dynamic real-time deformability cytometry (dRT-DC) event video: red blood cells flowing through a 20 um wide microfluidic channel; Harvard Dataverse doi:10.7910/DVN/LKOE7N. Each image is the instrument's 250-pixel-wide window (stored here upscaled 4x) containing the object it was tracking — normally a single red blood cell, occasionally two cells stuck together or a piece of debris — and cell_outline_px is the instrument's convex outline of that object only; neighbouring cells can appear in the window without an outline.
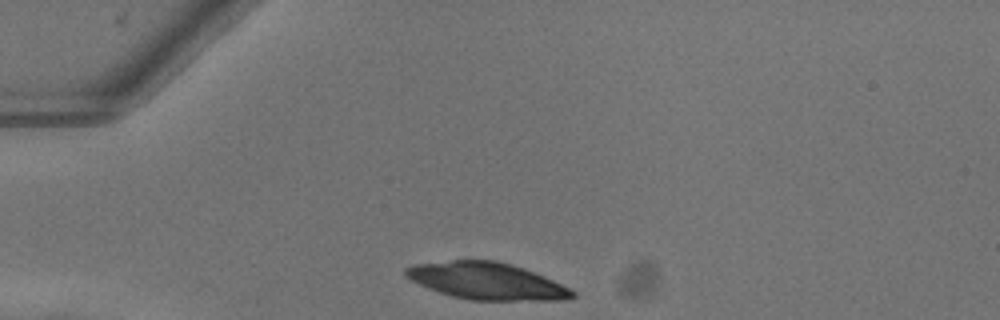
{"species": "common noctule bat (a hibernating species)", "species_latin": "Nyctalus noctula", "temperature_condition": "warm", "stored_images_in_passage": 32, "camera_frame_rate_fps": 3000, "um_per_image_px": 0.085, "animal": {"sex": "female"}, "frame": {"image": 1, "passage_image": 1, "time_ms": 0.0, "image_size_px": [1000, 320], "cell_outline_px": [[576, 296], [564, 300], [472, 300], [452, 296], [428, 288], [404, 276], [404, 268], [416, 264], [452, 260], [496, 260], [512, 264], [524, 268], [544, 276], [572, 288], [576, 292]], "centroid_in_image_um": [41.41, 23.88], "position_along_channel_um": 43.6, "area_um2": 35.89}}
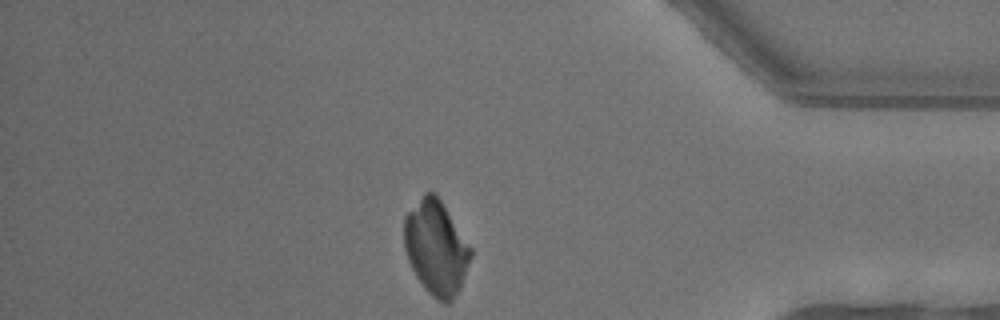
{"frame": {"image": 2, "passage_image": 32, "time_ms": 10.333, "image_size_px": [1000, 320], "cell_outline_px": [[472, 256], [460, 288], [456, 296], [448, 304], [444, 304], [432, 296], [424, 288], [416, 276], [408, 260], [404, 248], [404, 216], [424, 192], [432, 192], [440, 200], [472, 248]], "centroid_in_image_um": [37.06, 21.08], "position_along_channel_um": 398.1, "area_um2": 36.47}}